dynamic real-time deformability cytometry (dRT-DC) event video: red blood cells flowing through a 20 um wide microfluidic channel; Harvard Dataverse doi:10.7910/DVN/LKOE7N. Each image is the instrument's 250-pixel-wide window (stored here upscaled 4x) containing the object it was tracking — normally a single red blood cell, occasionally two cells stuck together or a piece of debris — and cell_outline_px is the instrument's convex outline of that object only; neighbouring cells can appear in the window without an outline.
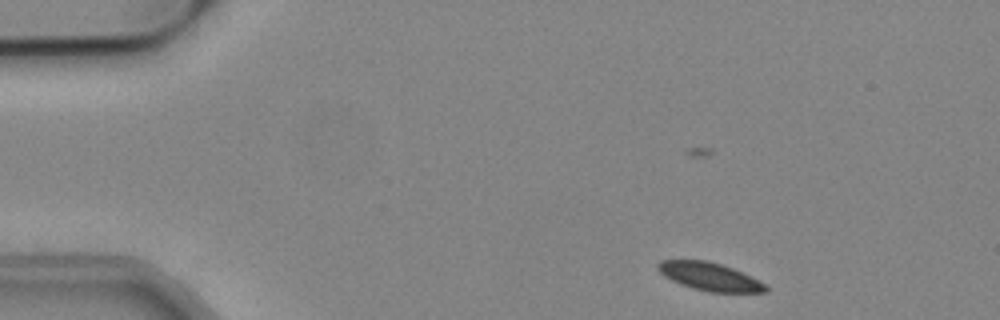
{"species": "common noctule bat (a hibernating species)", "species_latin": "Nyctalus noctula", "temperature_condition": "cold", "stored_images_in_passage": 48, "camera_frame_rate_fps": 3000, "um_per_image_px": 0.085, "animal": {"sex": "male", "body_mass_g": 19.2, "forearm_length_mm": 51.8}, "frame": {"image": 1, "passage_image": 2, "time_ms": 0.333, "image_size_px": [1000, 320], "cell_outline_px": [[768, 292], [708, 292], [692, 288], [680, 284], [664, 276], [656, 268], [656, 264], [660, 260], [708, 260], [732, 268], [764, 284], [768, 288]], "centroid_in_image_um": [60.25, 23.5], "position_along_channel_um": 24.7, "area_um2": 17.4}}
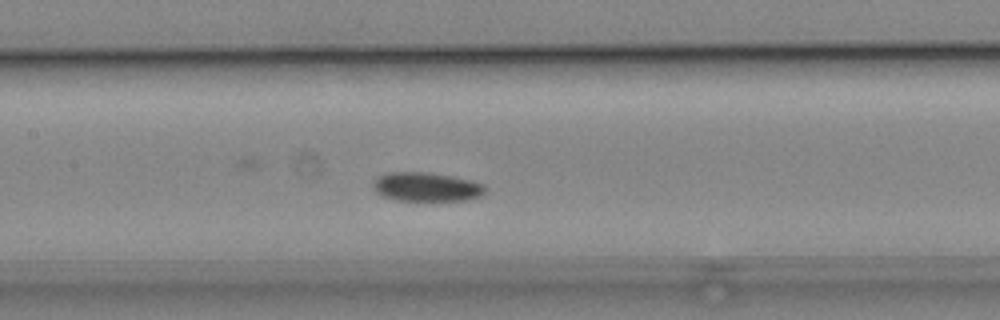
{"frame": {"image": 2, "passage_image": 20, "time_ms": 6.333, "image_size_px": [1000, 320], "cell_outline_px": [[484, 192], [480, 196], [464, 200], [396, 200], [384, 196], [376, 192], [372, 184], [380, 176], [388, 172], [428, 172], [468, 180], [484, 184]], "centroid_in_image_um": [36.22, 15.88], "position_along_channel_um": 171.2, "area_um2": 18.5}}
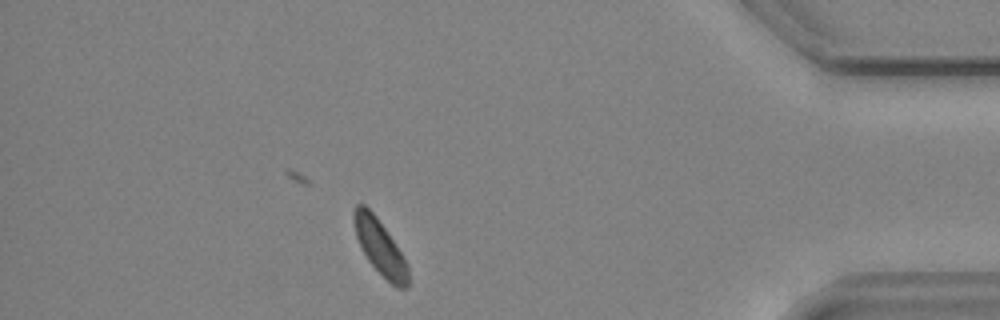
{"frame": {"image": 3, "passage_image": 42, "time_ms": 13.667, "image_size_px": [1000, 320], "cell_outline_px": [[408, 288], [396, 288], [368, 260], [356, 236], [352, 220], [352, 212], [356, 204], [364, 204], [376, 216], [396, 244], [408, 268]], "centroid_in_image_um": [32.27, 20.97], "position_along_channel_um": 402.9, "area_um2": 17.05}, "authors_computed_cell_mechanics": {"area_um2": 18.6116, "velocity_mm_per_s": 3.7687, "shape_relaxation_time_tau1_ms": 9.0665, "shape_relaxation_time_tau2_ms": null, "deformation_change_tau1": 0.0628, "deformation_change_tau2": null}}